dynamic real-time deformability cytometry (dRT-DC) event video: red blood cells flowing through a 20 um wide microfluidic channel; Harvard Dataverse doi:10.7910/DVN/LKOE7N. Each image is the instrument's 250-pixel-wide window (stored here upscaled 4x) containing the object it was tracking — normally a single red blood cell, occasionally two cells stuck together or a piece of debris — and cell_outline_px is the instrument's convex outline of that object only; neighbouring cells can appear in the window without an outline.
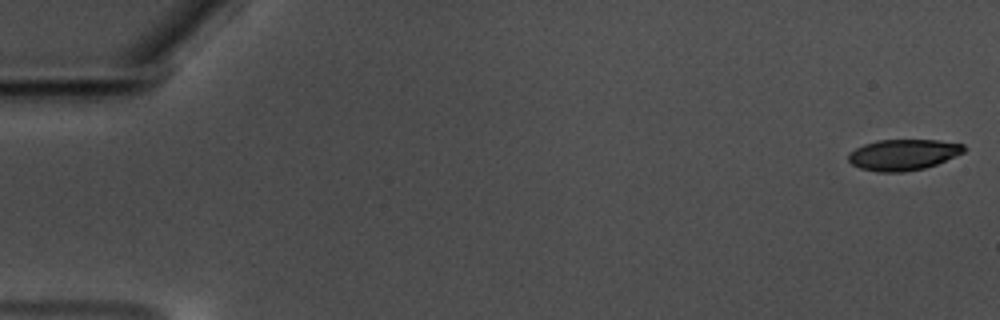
{"species": "common noctule bat (a hibernating species)", "species_latin": "Nyctalus noctula", "temperature_condition": "warm", "stored_images_in_passage": 56, "camera_frame_rate_fps": 3000, "um_per_image_px": 0.085, "animal": {"sex": "male", "body_mass_g": 17.5, "forearm_length_mm": 52.3}, "frame": {"image": 1, "passage_image": 1, "time_ms": 0.0, "image_size_px": [1000, 320], "cell_outline_px": [[968, 148], [964, 152], [936, 164], [924, 168], [904, 172], [876, 172], [860, 168], [852, 164], [848, 160], [848, 152], [864, 144], [876, 140], [940, 140], [964, 144]], "centroid_in_image_um": [76.77, 13.14], "position_along_channel_um": 8.2, "area_um2": 20.98}}
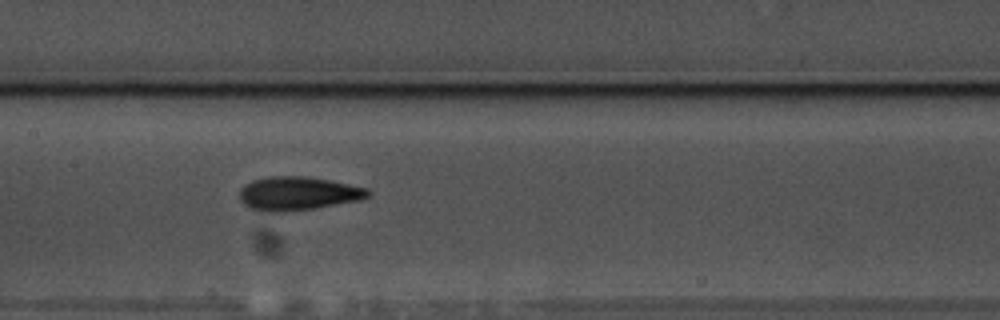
{"frame": {"image": 2, "passage_image": 29, "time_ms": 9.333, "image_size_px": [1000, 320], "cell_outline_px": [[372, 192], [368, 196], [360, 200], [288, 212], [264, 212], [248, 208], [240, 200], [240, 188], [244, 184], [252, 180], [268, 176], [308, 176], [368, 188]], "centroid_in_image_um": [25.28, 16.44], "position_along_channel_um": 182.1, "area_um2": 25.32}}
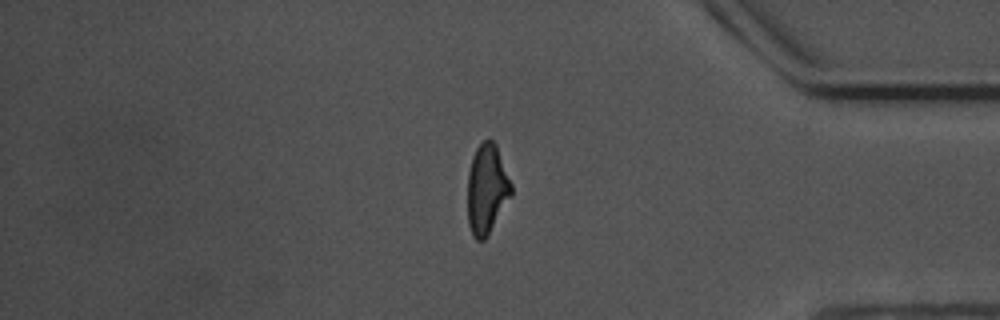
{"frame": {"image": 3, "passage_image": 49, "time_ms": 16.0, "image_size_px": [1000, 320], "cell_outline_px": [[512, 196], [484, 240], [476, 240], [472, 236], [468, 224], [468, 172], [472, 156], [476, 148], [484, 140], [492, 140], [496, 144], [512, 184]], "centroid_in_image_um": [41.38, 16.08], "position_along_channel_um": 393.8, "area_um2": 22.89}}